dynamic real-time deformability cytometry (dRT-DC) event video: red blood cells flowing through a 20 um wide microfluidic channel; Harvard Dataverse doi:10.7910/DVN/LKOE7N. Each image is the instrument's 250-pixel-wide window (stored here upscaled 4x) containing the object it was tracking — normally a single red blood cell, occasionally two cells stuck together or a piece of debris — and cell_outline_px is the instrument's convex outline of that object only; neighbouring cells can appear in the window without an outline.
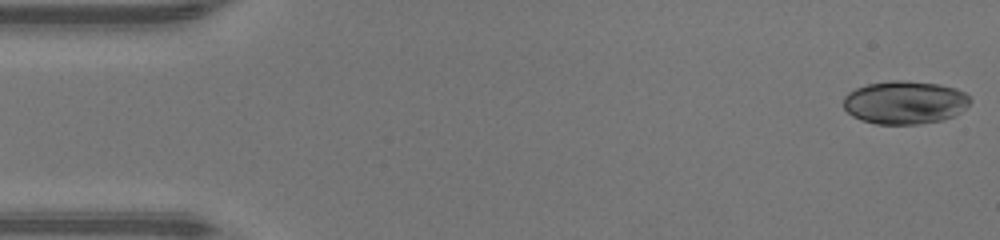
{"species": "human", "species_latin": "Homo sapiens", "temperature_condition": "warm", "stored_images_in_passage": 46, "camera_frame_rate_fps": 3000, "um_per_image_px": 0.085, "donor": {"sex": "male"}, "frame": {"image": 1, "passage_image": 1, "time_ms": 0.0, "image_size_px": [1000, 240], "cell_outline_px": [[972, 100], [960, 112], [952, 116], [940, 120], [920, 124], [876, 124], [860, 120], [852, 116], [844, 108], [844, 96], [848, 92], [856, 88], [868, 84], [892, 80], [904, 80], [940, 84], [956, 88], [964, 92]], "centroid_in_image_um": [76.89, 8.7], "position_along_channel_um": 8.1, "area_um2": 31.91}}
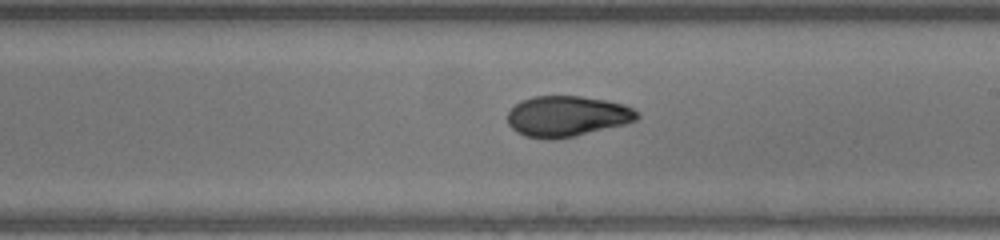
{"frame": {"image": 2, "passage_image": 26, "time_ms": 8.333, "image_size_px": [1000, 240], "cell_outline_px": [[640, 116], [636, 120], [624, 124], [572, 136], [552, 140], [544, 140], [524, 136], [516, 132], [508, 124], [508, 112], [520, 100], [532, 96], [580, 96], [608, 100], [624, 104], [640, 112]], "centroid_in_image_um": [48.18, 9.87], "position_along_channel_um": 240.8, "area_um2": 30.87}}
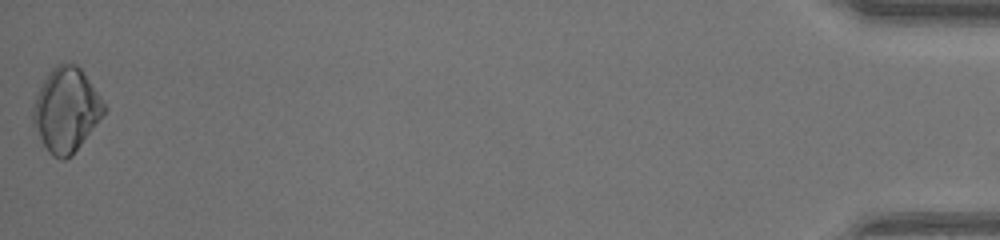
{"frame": {"image": 3, "passage_image": 46, "time_ms": 15.0, "image_size_px": [1000, 240], "cell_outline_px": [[108, 108], [72, 156], [64, 160], [60, 160], [52, 156], [48, 152], [32, 124], [32, 108], [36, 96], [48, 72], [56, 64], [76, 64], [84, 72]], "centroid_in_image_um": [5.62, 9.36], "position_along_channel_um": 429.6, "area_um2": 34.68}, "authors_computed_cell_mechanics": {"area_um2": 30.8941, "velocity_mm_per_s": 4.4502, "shape_relaxation_time_tau1_ms": 10.1094, "shape_relaxation_time_tau2_ms": 1.7191, "deformation_change_tau1": 0.2855, "deformation_change_tau2": 0.0429}}